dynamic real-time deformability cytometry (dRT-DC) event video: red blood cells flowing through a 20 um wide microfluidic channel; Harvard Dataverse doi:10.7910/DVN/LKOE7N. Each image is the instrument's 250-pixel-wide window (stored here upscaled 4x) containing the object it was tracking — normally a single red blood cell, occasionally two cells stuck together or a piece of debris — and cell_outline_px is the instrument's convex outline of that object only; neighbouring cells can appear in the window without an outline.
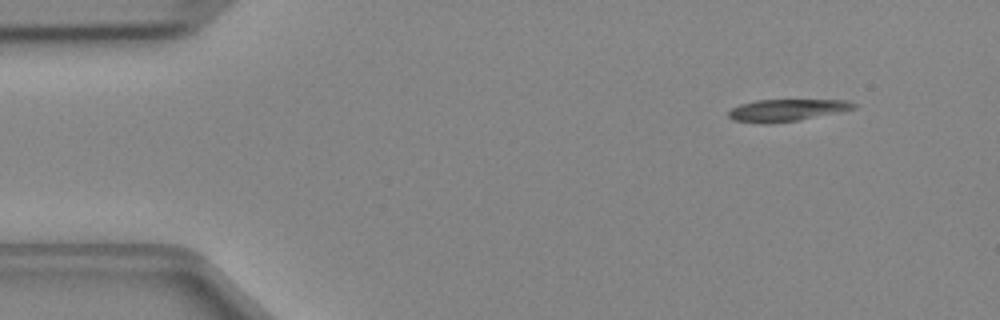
{"species": "Egyptian fruit bat (a non-hibernating species)", "species_latin": "Rousettus aegyptiacus", "temperature_condition": "cold", "stored_images_in_passage": 44, "segment_of_instrument_passage": [1, 2], "camera_frame_rate_fps": 3000, "um_per_image_px": 0.085, "animal": {"sex": "female"}, "frame": {"image": 1, "passage_image": 1, "time_ms": 0.0, "image_size_px": [1000, 320], "cell_outline_px": [[856, 108], [840, 112], [796, 120], [764, 124], [732, 120], [728, 116], [728, 112], [732, 108], [740, 104], [756, 100], [848, 100], [856, 104]], "centroid_in_image_um": [66.85, 9.36], "position_along_channel_um": 18.2, "area_um2": 15.95}}
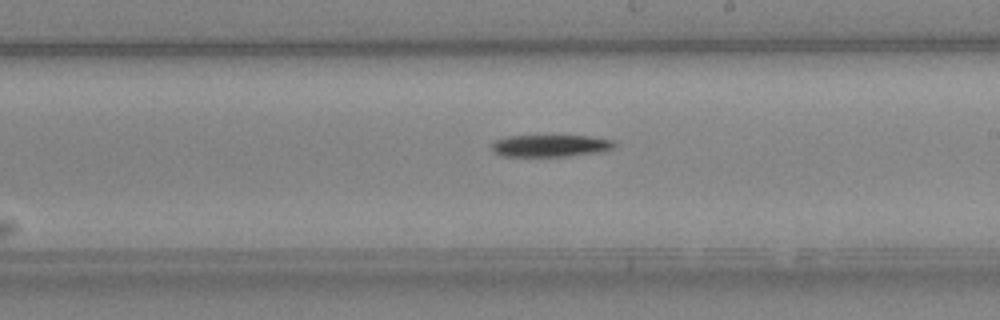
{"frame": {"image": 2, "passage_image": 23, "time_ms": 7.333, "image_size_px": [1000, 320], "cell_outline_px": [[616, 144], [612, 148], [600, 152], [568, 156], [500, 156], [492, 152], [492, 144], [496, 140], [508, 136], [588, 136], [616, 140]], "centroid_in_image_um": [46.79, 12.39], "position_along_channel_um": 242.2, "area_um2": 15.78}}
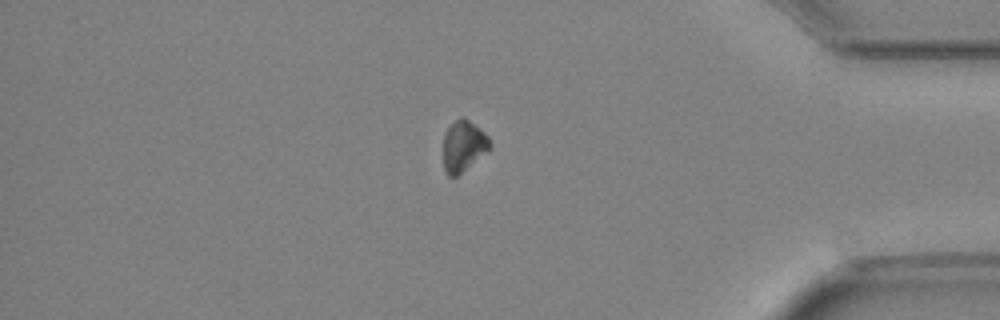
{"frame": {"image": 3, "passage_image": 36, "time_ms": 11.667, "image_size_px": [1000, 320], "cell_outline_px": [[492, 148], [456, 176], [448, 176], [444, 172], [444, 132], [460, 116], [464, 116], [480, 128], [488, 136], [492, 144]], "centroid_in_image_um": [39.41, 12.39], "position_along_channel_um": 395.8, "area_um2": 13.87}}